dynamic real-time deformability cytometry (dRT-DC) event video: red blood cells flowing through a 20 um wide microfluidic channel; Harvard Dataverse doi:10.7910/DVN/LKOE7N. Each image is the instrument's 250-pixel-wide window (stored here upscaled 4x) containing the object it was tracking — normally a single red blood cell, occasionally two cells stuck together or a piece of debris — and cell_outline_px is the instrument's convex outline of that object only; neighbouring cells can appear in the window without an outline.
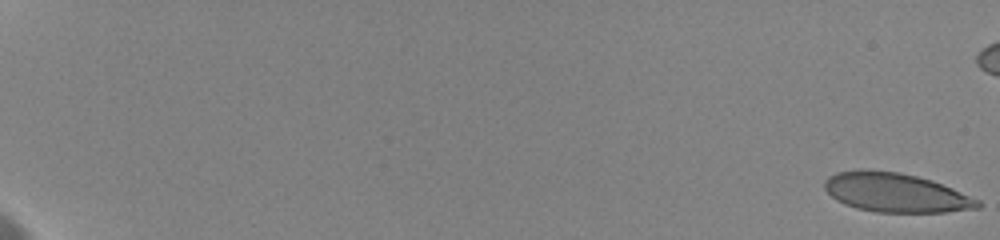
{"species": "human", "species_latin": "Homo sapiens", "temperature_condition": "cold", "stored_images_in_passage": 12, "camera_frame_rate_fps": 3000, "um_per_image_px": 0.085, "donor": {"sex": "female"}, "frame": {"image": 1, "passage_image": 1, "time_ms": 0.0, "image_size_px": [1000, 240], "cell_outline_px": [[980, 208], [944, 212], [876, 212], [856, 208], [844, 204], [836, 200], [824, 188], [824, 180], [828, 176], [836, 172], [856, 168], [868, 168], [900, 172], [932, 180], [952, 188], [980, 200]], "centroid_in_image_um": [76.08, 16.35], "position_along_channel_um": 8.9, "area_um2": 35.32}}